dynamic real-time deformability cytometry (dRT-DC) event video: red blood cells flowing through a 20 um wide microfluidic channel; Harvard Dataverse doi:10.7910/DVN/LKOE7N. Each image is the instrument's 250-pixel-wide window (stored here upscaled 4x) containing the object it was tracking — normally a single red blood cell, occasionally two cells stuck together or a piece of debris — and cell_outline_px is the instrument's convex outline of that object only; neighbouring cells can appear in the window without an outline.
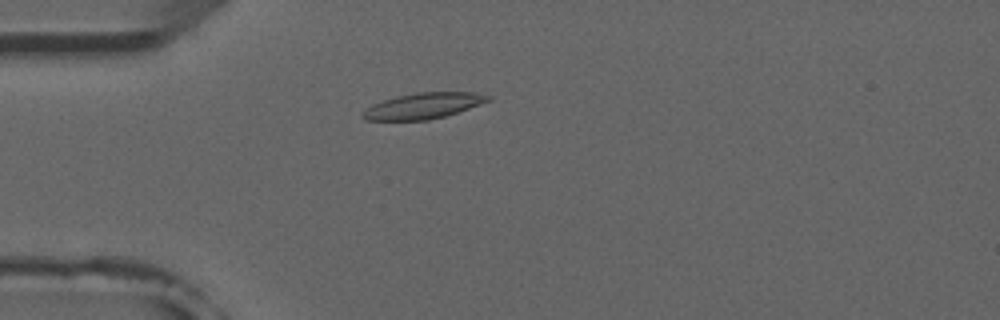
{"species": "common noctule bat (a hibernating species)", "species_latin": "Nyctalus noctula", "temperature_condition": "room temperature", "stored_images_in_passage": 1, "camera_frame_rate_fps": 3000, "um_per_image_px": 0.085, "animal": {"sex": "male", "forearm_length_mm": 52.5}, "frame": {"image": 1, "passage_image": 1, "time_ms": 0.0, "image_size_px": [1000, 320], "cell_outline_px": [[492, 100], [444, 116], [428, 120], [364, 120], [360, 116], [360, 112], [372, 104], [396, 96], [416, 92], [472, 92], [492, 96]], "centroid_in_image_um": [35.93, 8.99], "position_along_channel_um": 49.1, "area_um2": 18.9}}